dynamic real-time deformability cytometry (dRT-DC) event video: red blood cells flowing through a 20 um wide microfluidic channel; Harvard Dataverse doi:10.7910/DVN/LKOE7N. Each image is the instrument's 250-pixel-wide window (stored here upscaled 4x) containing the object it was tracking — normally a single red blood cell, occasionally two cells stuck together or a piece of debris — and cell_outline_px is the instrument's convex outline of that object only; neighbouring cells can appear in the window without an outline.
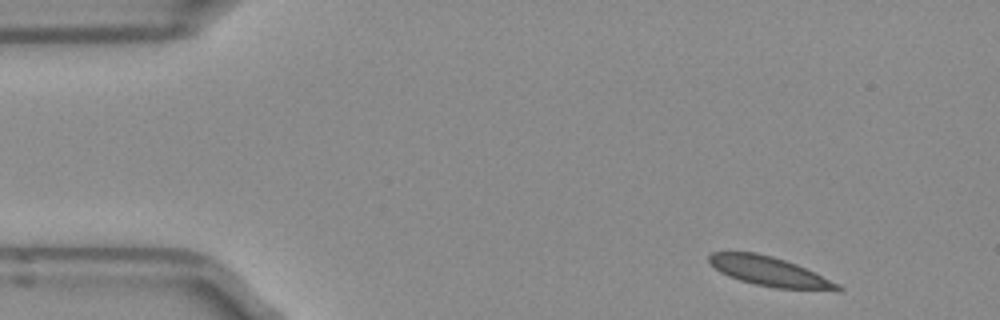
{"species": "Egyptian fruit bat (a non-hibernating species)", "species_latin": "Rousettus aegyptiacus", "temperature_condition": "room temperature", "stored_images_in_passage": 3, "camera_frame_rate_fps": 3000, "um_per_image_px": 0.085, "frame": {"image": 1, "passage_image": 1, "time_ms": 0.0, "image_size_px": [1000, 320], "cell_outline_px": [[844, 288], [840, 292], [836, 292], [776, 288], [752, 284], [728, 276], [720, 272], [708, 260], [708, 256], [712, 252], [756, 252], [772, 256], [796, 264], [840, 284]], "centroid_in_image_um": [65.49, 23.11], "position_along_channel_um": 19.5, "area_um2": 22.31}}